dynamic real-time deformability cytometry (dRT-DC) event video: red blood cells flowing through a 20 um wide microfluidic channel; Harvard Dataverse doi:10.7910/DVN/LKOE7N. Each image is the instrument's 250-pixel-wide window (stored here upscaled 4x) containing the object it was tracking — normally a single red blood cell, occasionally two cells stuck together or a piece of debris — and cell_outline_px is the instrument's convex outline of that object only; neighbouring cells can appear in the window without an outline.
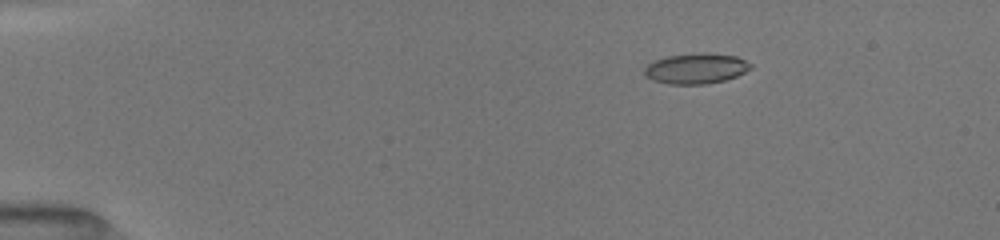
{"species": "common noctule bat (a hibernating species)", "species_latin": "Nyctalus noctula", "temperature_condition": "room temperature", "stored_images_in_passage": 47, "camera_frame_rate_fps": 3000, "um_per_image_px": 0.085, "animal": {"sex": "female", "body_mass_g": 19.5, "forearm_length_mm": 54.1}, "frame": {"image": 1, "passage_image": 4, "time_ms": 1.0, "image_size_px": [1000, 240], "cell_outline_px": [[752, 68], [736, 76], [724, 80], [704, 84], [668, 84], [652, 80], [644, 76], [644, 68], [652, 60], [668, 56], [692, 52], [708, 52], [736, 56], [752, 64]], "centroid_in_image_um": [59.12, 5.8], "position_along_channel_um": 25.9, "area_um2": 19.13}}
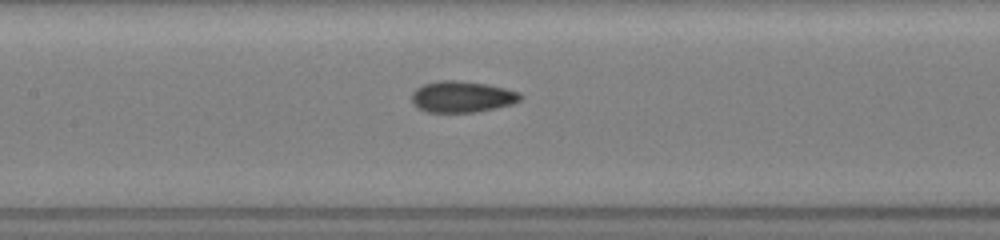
{"frame": {"image": 2, "passage_image": 21, "time_ms": 6.667, "image_size_px": [1000, 240], "cell_outline_px": [[524, 96], [520, 100], [512, 104], [496, 108], [476, 112], [428, 112], [412, 104], [412, 92], [416, 88], [424, 84], [436, 80], [456, 80], [488, 84], [520, 92]], "centroid_in_image_um": [39.28, 8.21], "position_along_channel_um": 168.1, "area_um2": 19.94}}
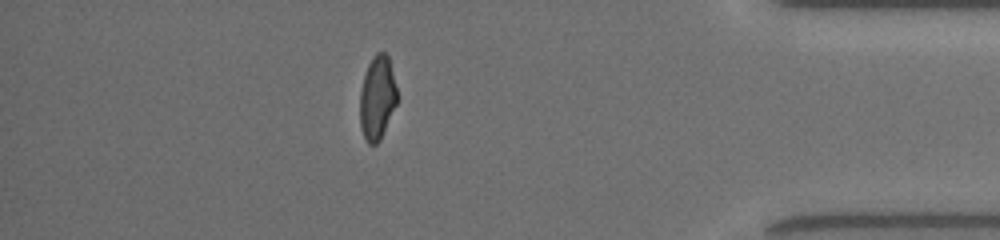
{"frame": {"image": 3, "passage_image": 41, "time_ms": 13.333, "image_size_px": [1000, 240], "cell_outline_px": [[396, 104], [380, 140], [376, 144], [368, 144], [364, 136], [360, 124], [360, 92], [364, 76], [368, 64], [372, 56], [376, 52], [384, 52], [388, 56], [396, 88]], "centroid_in_image_um": [32.05, 8.3], "position_along_channel_um": 403.2, "area_um2": 17.86}, "authors_computed_cell_mechanics": {"area_um2": 19.0162, "velocity_mm_per_s": 4.0359, "shape_relaxation_time_tau1_ms": 5.6938, "shape_relaxation_time_tau2_ms": 1.6192, "deformation_change_tau1": 0.1535, "deformation_change_tau2": 0.0674}}